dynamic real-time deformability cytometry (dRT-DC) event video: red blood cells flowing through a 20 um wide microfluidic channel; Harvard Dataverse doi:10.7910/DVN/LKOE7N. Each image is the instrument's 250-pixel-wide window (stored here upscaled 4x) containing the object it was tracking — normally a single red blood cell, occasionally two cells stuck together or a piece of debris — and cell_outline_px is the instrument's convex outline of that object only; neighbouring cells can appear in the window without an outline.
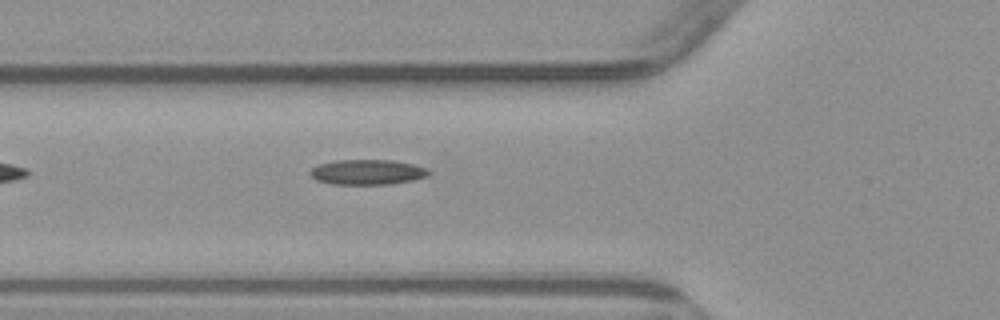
{"species": "common noctule bat (a hibernating species)", "species_latin": "Nyctalus noctula", "temperature_condition": "warm", "stored_images_in_passage": 6, "camera_frame_rate_fps": 3000, "um_per_image_px": 0.085, "animal": {"sex": "male", "body_mass_g": 23.1, "forearm_length_mm": 52.7}, "frame": {"image": 1, "passage_image": 6, "time_ms": 6.0, "image_size_px": [1000, 320], "cell_outline_px": [[432, 172], [428, 176], [412, 180], [388, 184], [332, 184], [316, 180], [308, 172], [316, 164], [336, 160], [392, 160], [412, 164], [424, 168]], "centroid_in_image_um": [31.18, 14.62], "position_along_channel_um": 94.6, "area_um2": 17.34}}